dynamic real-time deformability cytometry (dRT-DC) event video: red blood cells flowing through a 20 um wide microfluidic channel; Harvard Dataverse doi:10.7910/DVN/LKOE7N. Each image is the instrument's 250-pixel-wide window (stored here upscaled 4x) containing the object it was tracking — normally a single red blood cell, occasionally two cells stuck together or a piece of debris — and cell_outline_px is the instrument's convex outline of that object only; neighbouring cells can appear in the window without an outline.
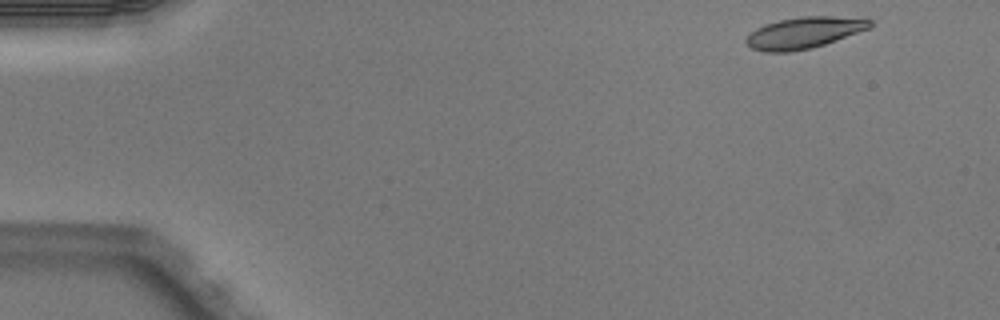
{"species": "Egyptian fruit bat (a non-hibernating species)", "species_latin": "Rousettus aegyptiacus", "temperature_condition": "warm", "stored_images_in_passage": 3, "camera_frame_rate_fps": 3000, "um_per_image_px": 0.085, "animal": {"sex": "male"}, "frame": {"image": 1, "passage_image": 1, "time_ms": 0.0, "image_size_px": [1000, 320], "cell_outline_px": [[872, 28], [812, 48], [792, 52], [764, 52], [752, 48], [744, 40], [756, 28], [764, 24], [780, 20], [800, 16], [868, 16], [872, 20]], "centroid_in_image_um": [68.44, 2.76], "position_along_channel_um": 16.6, "area_um2": 23.12}}